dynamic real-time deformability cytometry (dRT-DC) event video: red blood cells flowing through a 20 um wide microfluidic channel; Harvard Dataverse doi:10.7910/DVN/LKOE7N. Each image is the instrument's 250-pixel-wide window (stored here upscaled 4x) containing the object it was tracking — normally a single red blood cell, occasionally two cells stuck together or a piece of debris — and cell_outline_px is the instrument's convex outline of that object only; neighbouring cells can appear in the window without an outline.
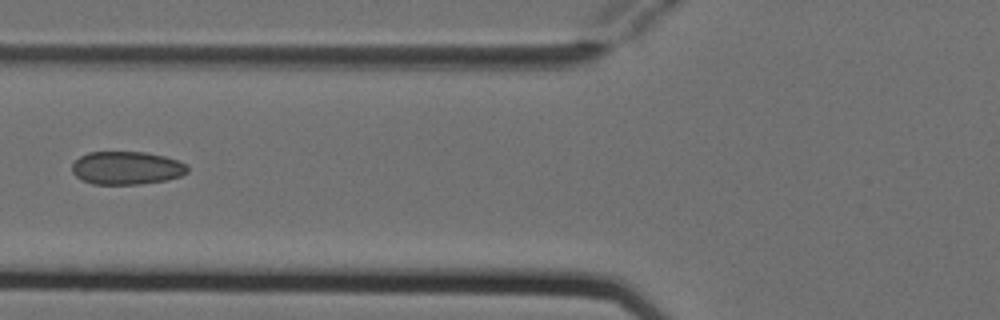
{"species": "Egyptian fruit bat (a non-hibernating species)", "species_latin": "Rousettus aegyptiacus", "temperature_condition": "cold", "stored_images_in_passage": 5, "camera_frame_rate_fps": 3000, "um_per_image_px": 0.085, "animal": {"sex": "female"}, "frame": {"image": 1, "passage_image": 4, "time_ms": 1.0, "image_size_px": [1000, 320], "cell_outline_px": [[188, 172], [180, 176], [168, 180], [140, 184], [92, 184], [76, 176], [72, 172], [72, 164], [80, 156], [88, 152], [144, 152], [164, 156], [188, 164]], "centroid_in_image_um": [10.78, 14.28], "position_along_channel_um": 115.0, "area_um2": 22.31}}
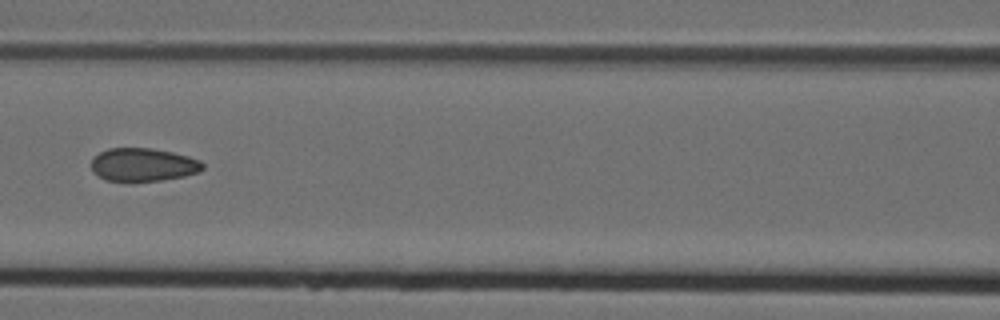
{"frame": {"image": 2, "passage_image": 5, "time_ms": 1.333, "image_size_px": [1000, 320], "cell_outline_px": [[204, 168], [200, 172], [184, 176], [160, 180], [132, 184], [128, 184], [104, 180], [92, 172], [92, 156], [108, 148], [152, 148], [172, 152], [188, 156], [200, 160], [204, 164]], "centroid_in_image_um": [12.13, 14.04], "position_along_channel_um": 154.5, "area_um2": 22.37}}